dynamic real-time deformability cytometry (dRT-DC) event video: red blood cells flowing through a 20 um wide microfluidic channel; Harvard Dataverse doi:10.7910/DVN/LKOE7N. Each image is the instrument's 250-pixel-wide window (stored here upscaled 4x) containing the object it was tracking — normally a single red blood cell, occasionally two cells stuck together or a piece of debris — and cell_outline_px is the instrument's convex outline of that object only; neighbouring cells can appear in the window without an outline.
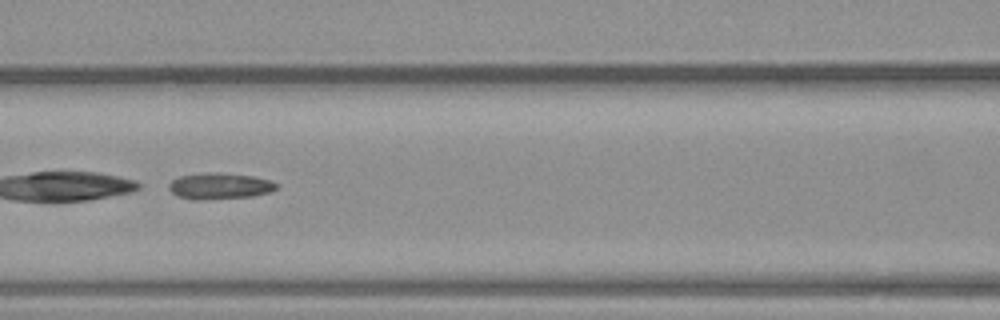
{"species": "common noctule bat (a hibernating species)", "species_latin": "Nyctalus noctula", "temperature_condition": "warm", "stored_images_in_passage": 29, "camera_frame_rate_fps": 3000, "um_per_image_px": 0.085, "animal": {"sex": "male", "body_mass_g": 23.1, "forearm_length_mm": 52.7}, "frame": {"image": 1, "passage_image": 9, "time_ms": 2.667, "image_size_px": [1000, 320], "cell_outline_px": [[280, 188], [268, 192], [252, 196], [200, 200], [192, 200], [176, 196], [168, 188], [168, 184], [172, 180], [180, 176], [208, 172], [224, 172], [252, 176], [268, 180], [280, 184]], "centroid_in_image_um": [18.66, 15.81], "position_along_channel_um": 147.9, "area_um2": 16.65}}
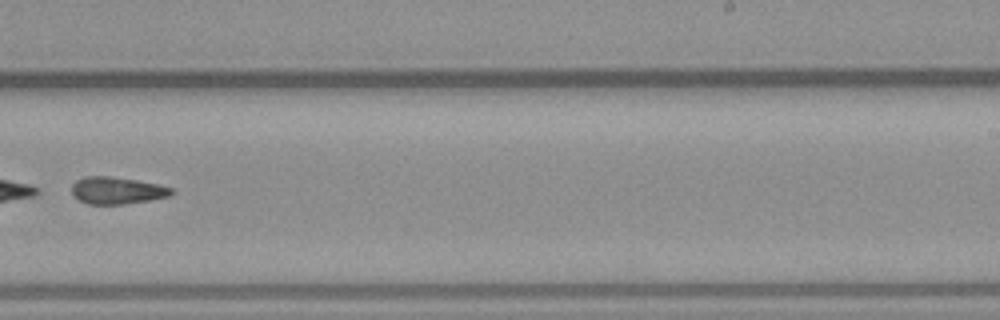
{"frame": {"image": 2, "passage_image": 17, "time_ms": 5.333, "image_size_px": [1000, 320], "cell_outline_px": [[172, 196], [148, 200], [120, 204], [88, 204], [72, 196], [72, 184], [76, 180], [84, 176], [108, 176], [136, 180], [156, 184], [172, 188]], "centroid_in_image_um": [9.9, 16.19], "position_along_channel_um": 279.1, "area_um2": 15.61}}